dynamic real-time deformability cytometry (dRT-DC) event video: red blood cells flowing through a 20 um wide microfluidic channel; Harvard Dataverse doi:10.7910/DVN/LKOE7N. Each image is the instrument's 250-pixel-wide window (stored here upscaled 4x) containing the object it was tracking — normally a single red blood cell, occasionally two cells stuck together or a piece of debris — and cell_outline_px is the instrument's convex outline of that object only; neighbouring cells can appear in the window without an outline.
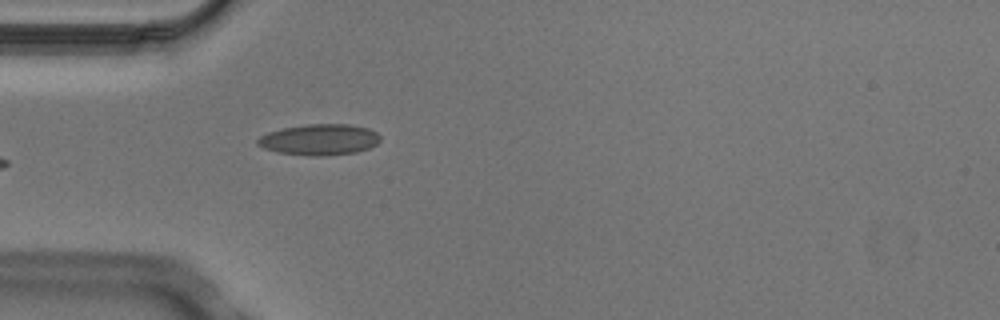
{"species": "Egyptian fruit bat (a non-hibernating species)", "species_latin": "Rousettus aegyptiacus", "temperature_condition": "cold", "stored_images_in_passage": 4, "camera_frame_rate_fps": 3000, "um_per_image_px": 0.085, "animal": {"sex": "male"}, "frame": {"image": 1, "passage_image": 4, "time_ms": 1.0, "image_size_px": [1000, 320], "cell_outline_px": [[380, 140], [376, 144], [368, 148], [356, 152], [324, 156], [312, 156], [280, 152], [264, 148], [256, 144], [256, 140], [260, 136], [268, 132], [284, 128], [308, 124], [348, 124], [368, 128], [376, 132], [380, 136]], "centroid_in_image_um": [27.16, 11.86], "position_along_channel_um": 57.8, "area_um2": 22.02}}